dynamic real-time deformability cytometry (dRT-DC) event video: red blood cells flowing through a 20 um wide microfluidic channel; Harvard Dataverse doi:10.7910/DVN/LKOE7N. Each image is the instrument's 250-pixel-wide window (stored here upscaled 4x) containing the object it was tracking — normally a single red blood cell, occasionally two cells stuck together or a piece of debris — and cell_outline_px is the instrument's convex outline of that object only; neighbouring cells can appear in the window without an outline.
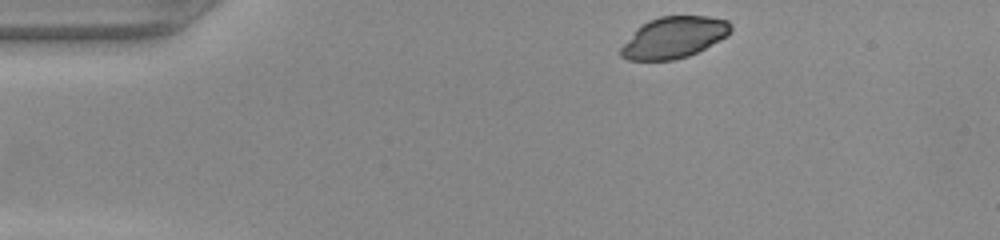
{"species": "common noctule bat (a hibernating species)", "species_latin": "Nyctalus noctula", "temperature_condition": "warm", "stored_images_in_passage": 42, "camera_frame_rate_fps": 3000, "um_per_image_px": 0.085, "animal": {"sex": "female", "body_mass_g": 22.0, "forearm_length_mm": 56.7}, "frame": {"image": 1, "passage_image": 1, "time_ms": 0.0, "image_size_px": [1000, 240], "cell_outline_px": [[732, 32], [728, 36], [688, 56], [672, 60], [628, 60], [620, 56], [620, 48], [636, 28], [648, 20], [660, 16], [708, 16], [728, 20], [732, 24]], "centroid_in_image_um": [57.29, 3.17], "position_along_channel_um": 27.7, "area_um2": 26.59}}
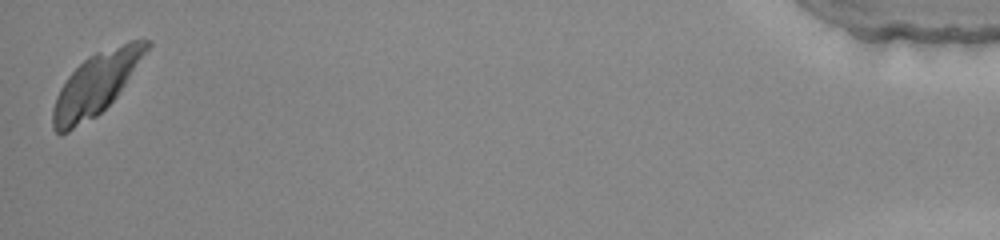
{"frame": {"image": 2, "passage_image": 42, "time_ms": 13.667, "image_size_px": [1000, 240], "cell_outline_px": [[152, 44], [116, 96], [96, 116], [68, 132], [60, 136], [52, 128], [52, 108], [56, 96], [60, 88], [68, 76], [88, 56], [96, 52], [128, 40], [148, 40]], "centroid_in_image_um": [8.12, 7.15], "position_along_channel_um": 427.1, "area_um2": 33.35}}